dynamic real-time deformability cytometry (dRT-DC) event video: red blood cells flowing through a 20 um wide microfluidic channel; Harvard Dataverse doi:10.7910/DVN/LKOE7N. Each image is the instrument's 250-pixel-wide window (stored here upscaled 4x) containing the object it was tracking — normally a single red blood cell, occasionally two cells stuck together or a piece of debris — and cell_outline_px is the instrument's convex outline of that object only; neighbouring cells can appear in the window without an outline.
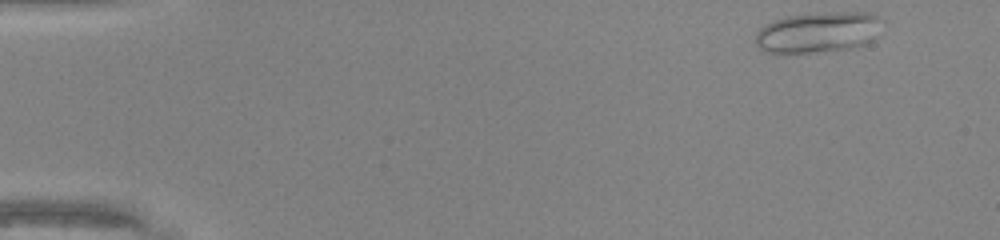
{"species": "common noctule bat (a hibernating species)", "species_latin": "Nyctalus noctula", "temperature_condition": "warm", "stored_images_in_passage": 45, "camera_frame_rate_fps": 3000, "um_per_image_px": 0.085, "animal": {"sex": "male", "body_mass_g": 20.0, "forearm_length_mm": 53.3}, "frame": {"image": 1, "passage_image": 1, "time_ms": 0.0, "image_size_px": [1000, 240], "cell_outline_px": [[884, 20], [872, 40], [864, 44], [852, 48], [816, 52], [768, 52], [760, 48], [756, 44], [756, 32], [764, 24], [772, 20], [788, 16], [832, 12], [868, 12], [880, 16]], "centroid_in_image_um": [69.56, 2.72], "position_along_channel_um": 15.4, "area_um2": 30.0}}
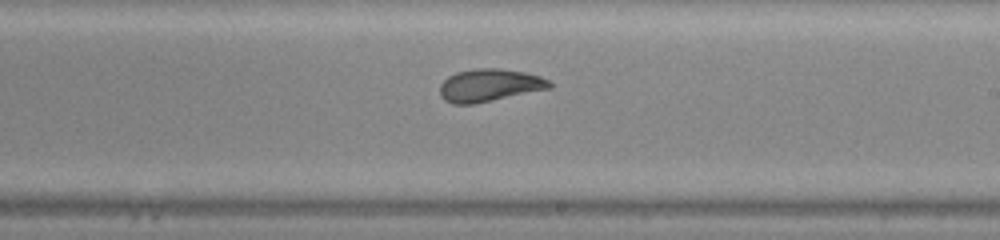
{"frame": {"image": 2, "passage_image": 26, "time_ms": 8.333, "image_size_px": [1000, 240], "cell_outline_px": [[552, 88], [472, 104], [452, 104], [444, 100], [440, 96], [440, 84], [448, 76], [456, 72], [476, 68], [500, 68], [524, 72], [540, 76], [548, 80], [552, 84]], "centroid_in_image_um": [41.58, 7.24], "position_along_channel_um": 247.4, "area_um2": 20.87}}
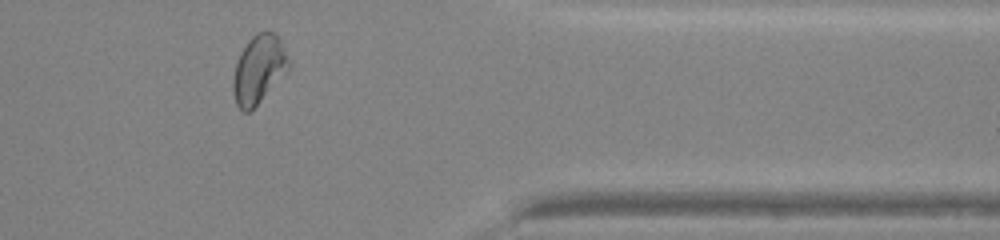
{"frame": {"image": 3, "passage_image": 37, "time_ms": 12.0, "image_size_px": [1000, 240], "cell_outline_px": [[292, 64], [256, 104], [248, 112], [244, 112], [236, 104], [232, 88], [232, 80], [236, 64], [240, 52], [248, 40], [256, 32], [276, 32]], "centroid_in_image_um": [21.97, 5.84], "position_along_channel_um": 389.4, "area_um2": 21.68}, "authors_computed_cell_mechanics": {"area_um2": 22.5998, "velocity_mm_per_s": 4.3029, "shape_relaxation_time_tau1_ms": 8.7262, "shape_relaxation_time_tau2_ms": 0.7821, "deformation_change_tau1": 0.2055, "deformation_change_tau2": 0.0638}}